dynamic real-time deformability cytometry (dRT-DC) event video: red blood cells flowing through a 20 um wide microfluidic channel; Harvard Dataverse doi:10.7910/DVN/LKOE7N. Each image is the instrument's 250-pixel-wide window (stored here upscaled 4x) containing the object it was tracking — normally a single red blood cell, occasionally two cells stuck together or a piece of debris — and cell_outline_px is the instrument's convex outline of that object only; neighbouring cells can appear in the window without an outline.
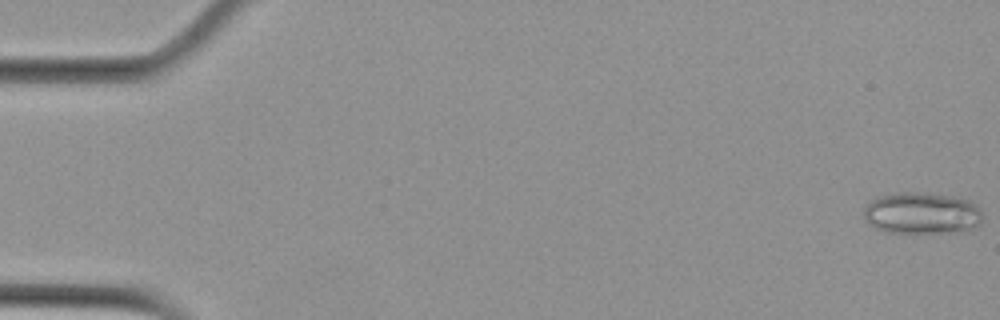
{"species": "Egyptian fruit bat (a non-hibernating species)", "species_latin": "Rousettus aegyptiacus", "temperature_condition": "cold", "stored_images_in_passage": 8, "camera_frame_rate_fps": 3000, "um_per_image_px": 0.085, "animal": {"sex": "female"}, "frame": {"image": 1, "passage_image": 1, "time_ms": 0.0, "image_size_px": [1000, 320], "cell_outline_px": [[980, 224], [976, 228], [960, 232], [884, 232], [868, 224], [864, 216], [864, 208], [872, 200], [880, 196], [896, 192], [916, 192], [952, 196], [968, 200], [976, 204], [980, 208]], "centroid_in_image_um": [78.36, 18.12], "position_along_channel_um": 6.6, "area_um2": 28.84}}
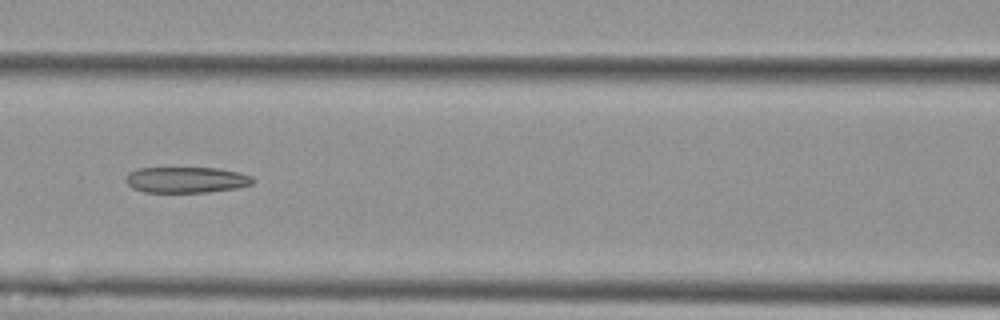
{"frame": {"image": 2, "passage_image": 7, "time_ms": 8.0, "image_size_px": [1000, 320], "cell_outline_px": [[256, 180], [252, 184], [236, 188], [208, 192], [144, 192], [132, 188], [124, 180], [124, 176], [128, 172], [136, 168], [220, 168], [240, 172], [252, 176]], "centroid_in_image_um": [15.82, 15.28], "position_along_channel_um": 150.8, "area_um2": 19.48}}
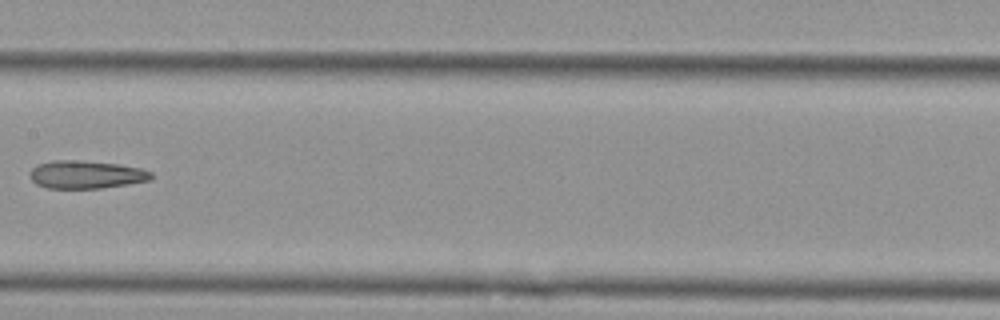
{"frame": {"image": 3, "passage_image": 8, "time_ms": 9.333, "image_size_px": [1000, 320], "cell_outline_px": [[152, 180], [128, 184], [100, 188], [48, 188], [36, 184], [32, 180], [28, 172], [36, 164], [52, 160], [80, 160], [120, 164], [140, 168], [152, 172]], "centroid_in_image_um": [7.3, 14.83], "position_along_channel_um": 200.1, "area_um2": 19.94}}